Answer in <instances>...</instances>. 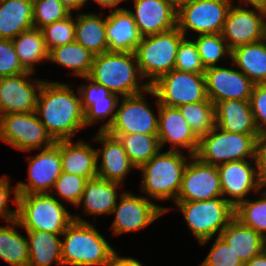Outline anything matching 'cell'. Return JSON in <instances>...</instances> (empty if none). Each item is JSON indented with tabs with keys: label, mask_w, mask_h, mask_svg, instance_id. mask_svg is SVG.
<instances>
[{
	"label": "cell",
	"mask_w": 266,
	"mask_h": 266,
	"mask_svg": "<svg viewBox=\"0 0 266 266\" xmlns=\"http://www.w3.org/2000/svg\"><path fill=\"white\" fill-rule=\"evenodd\" d=\"M77 91L65 83L43 82L36 113L55 141L73 139L76 133L86 128L85 112Z\"/></svg>",
	"instance_id": "6da1fadb"
},
{
	"label": "cell",
	"mask_w": 266,
	"mask_h": 266,
	"mask_svg": "<svg viewBox=\"0 0 266 266\" xmlns=\"http://www.w3.org/2000/svg\"><path fill=\"white\" fill-rule=\"evenodd\" d=\"M61 235L63 266H109L116 251L94 227L77 215Z\"/></svg>",
	"instance_id": "7a4b0ae2"
},
{
	"label": "cell",
	"mask_w": 266,
	"mask_h": 266,
	"mask_svg": "<svg viewBox=\"0 0 266 266\" xmlns=\"http://www.w3.org/2000/svg\"><path fill=\"white\" fill-rule=\"evenodd\" d=\"M88 77L120 98L141 93L150 87L143 81L133 52L108 51L95 55Z\"/></svg>",
	"instance_id": "3957f363"
},
{
	"label": "cell",
	"mask_w": 266,
	"mask_h": 266,
	"mask_svg": "<svg viewBox=\"0 0 266 266\" xmlns=\"http://www.w3.org/2000/svg\"><path fill=\"white\" fill-rule=\"evenodd\" d=\"M191 155L181 151L161 150L138 169L141 172V191L150 200L172 199L175 203L180 191L183 173ZM152 198V199H151Z\"/></svg>",
	"instance_id": "277c9868"
},
{
	"label": "cell",
	"mask_w": 266,
	"mask_h": 266,
	"mask_svg": "<svg viewBox=\"0 0 266 266\" xmlns=\"http://www.w3.org/2000/svg\"><path fill=\"white\" fill-rule=\"evenodd\" d=\"M67 205L50 193L18 194L17 220L24 230H41L62 235L74 221Z\"/></svg>",
	"instance_id": "5b68a950"
},
{
	"label": "cell",
	"mask_w": 266,
	"mask_h": 266,
	"mask_svg": "<svg viewBox=\"0 0 266 266\" xmlns=\"http://www.w3.org/2000/svg\"><path fill=\"white\" fill-rule=\"evenodd\" d=\"M184 37L177 27L170 31L142 37L134 54L140 73L149 86L160 76L175 69L176 54Z\"/></svg>",
	"instance_id": "8992f818"
},
{
	"label": "cell",
	"mask_w": 266,
	"mask_h": 266,
	"mask_svg": "<svg viewBox=\"0 0 266 266\" xmlns=\"http://www.w3.org/2000/svg\"><path fill=\"white\" fill-rule=\"evenodd\" d=\"M189 230L200 245H207L234 218V207L223 197L204 201H175Z\"/></svg>",
	"instance_id": "52a82bcc"
},
{
	"label": "cell",
	"mask_w": 266,
	"mask_h": 266,
	"mask_svg": "<svg viewBox=\"0 0 266 266\" xmlns=\"http://www.w3.org/2000/svg\"><path fill=\"white\" fill-rule=\"evenodd\" d=\"M260 134L223 131L215 126L199 138L195 156L203 163L218 166L231 161L255 159L256 141Z\"/></svg>",
	"instance_id": "ba28073f"
},
{
	"label": "cell",
	"mask_w": 266,
	"mask_h": 266,
	"mask_svg": "<svg viewBox=\"0 0 266 266\" xmlns=\"http://www.w3.org/2000/svg\"><path fill=\"white\" fill-rule=\"evenodd\" d=\"M0 140L22 152L41 150L56 142L36 111L0 115Z\"/></svg>",
	"instance_id": "9c48e42d"
},
{
	"label": "cell",
	"mask_w": 266,
	"mask_h": 266,
	"mask_svg": "<svg viewBox=\"0 0 266 266\" xmlns=\"http://www.w3.org/2000/svg\"><path fill=\"white\" fill-rule=\"evenodd\" d=\"M156 97L157 115L154 109L149 106L145 94ZM158 110L159 101L154 90L149 87L147 90L119 99L113 123L108 127V134H157L158 133Z\"/></svg>",
	"instance_id": "30bf717a"
},
{
	"label": "cell",
	"mask_w": 266,
	"mask_h": 266,
	"mask_svg": "<svg viewBox=\"0 0 266 266\" xmlns=\"http://www.w3.org/2000/svg\"><path fill=\"white\" fill-rule=\"evenodd\" d=\"M150 87L154 90L159 104L168 107L202 102L208 98L204 74L174 69L160 76Z\"/></svg>",
	"instance_id": "8fae6325"
},
{
	"label": "cell",
	"mask_w": 266,
	"mask_h": 266,
	"mask_svg": "<svg viewBox=\"0 0 266 266\" xmlns=\"http://www.w3.org/2000/svg\"><path fill=\"white\" fill-rule=\"evenodd\" d=\"M231 0H191L177 10V28L187 37L222 33Z\"/></svg>",
	"instance_id": "7c38bea8"
},
{
	"label": "cell",
	"mask_w": 266,
	"mask_h": 266,
	"mask_svg": "<svg viewBox=\"0 0 266 266\" xmlns=\"http://www.w3.org/2000/svg\"><path fill=\"white\" fill-rule=\"evenodd\" d=\"M120 193L119 203L112 211L115 217L110 228L114 235L144 229L170 210V207L157 205L145 196L127 191Z\"/></svg>",
	"instance_id": "4fadbf2b"
},
{
	"label": "cell",
	"mask_w": 266,
	"mask_h": 266,
	"mask_svg": "<svg viewBox=\"0 0 266 266\" xmlns=\"http://www.w3.org/2000/svg\"><path fill=\"white\" fill-rule=\"evenodd\" d=\"M217 169L222 197L234 208L244 201L250 192L258 193L264 188L258 175L255 159L223 163L218 165Z\"/></svg>",
	"instance_id": "5bb4252c"
},
{
	"label": "cell",
	"mask_w": 266,
	"mask_h": 266,
	"mask_svg": "<svg viewBox=\"0 0 266 266\" xmlns=\"http://www.w3.org/2000/svg\"><path fill=\"white\" fill-rule=\"evenodd\" d=\"M40 151L35 156L27 157L29 182L16 183L18 194L50 193L55 181L61 175L59 140Z\"/></svg>",
	"instance_id": "9a60e30c"
},
{
	"label": "cell",
	"mask_w": 266,
	"mask_h": 266,
	"mask_svg": "<svg viewBox=\"0 0 266 266\" xmlns=\"http://www.w3.org/2000/svg\"><path fill=\"white\" fill-rule=\"evenodd\" d=\"M266 12L247 7L231 5L222 36L232 50L238 46L255 43L264 39Z\"/></svg>",
	"instance_id": "2e32d148"
},
{
	"label": "cell",
	"mask_w": 266,
	"mask_h": 266,
	"mask_svg": "<svg viewBox=\"0 0 266 266\" xmlns=\"http://www.w3.org/2000/svg\"><path fill=\"white\" fill-rule=\"evenodd\" d=\"M31 74L34 75L25 72L0 77V115L36 111L38 95L45 80L31 79Z\"/></svg>",
	"instance_id": "e0dca14e"
},
{
	"label": "cell",
	"mask_w": 266,
	"mask_h": 266,
	"mask_svg": "<svg viewBox=\"0 0 266 266\" xmlns=\"http://www.w3.org/2000/svg\"><path fill=\"white\" fill-rule=\"evenodd\" d=\"M183 173L176 201H204L222 197L217 166L203 163L191 156Z\"/></svg>",
	"instance_id": "ac0fdd59"
},
{
	"label": "cell",
	"mask_w": 266,
	"mask_h": 266,
	"mask_svg": "<svg viewBox=\"0 0 266 266\" xmlns=\"http://www.w3.org/2000/svg\"><path fill=\"white\" fill-rule=\"evenodd\" d=\"M206 92L216 105L225 100H249L254 83L238 68L210 67L205 70Z\"/></svg>",
	"instance_id": "d6986e66"
},
{
	"label": "cell",
	"mask_w": 266,
	"mask_h": 266,
	"mask_svg": "<svg viewBox=\"0 0 266 266\" xmlns=\"http://www.w3.org/2000/svg\"><path fill=\"white\" fill-rule=\"evenodd\" d=\"M158 139L161 149L169 143L171 151L187 149L191 156H195L199 138L192 131L177 107L159 104L158 110Z\"/></svg>",
	"instance_id": "ffe728a7"
},
{
	"label": "cell",
	"mask_w": 266,
	"mask_h": 266,
	"mask_svg": "<svg viewBox=\"0 0 266 266\" xmlns=\"http://www.w3.org/2000/svg\"><path fill=\"white\" fill-rule=\"evenodd\" d=\"M82 79L89 81V83L85 82L78 87L82 108L85 112V125L88 127L104 122L99 131H106L114 121L120 97L89 77H82ZM107 118L109 119L107 120Z\"/></svg>",
	"instance_id": "44dd1931"
},
{
	"label": "cell",
	"mask_w": 266,
	"mask_h": 266,
	"mask_svg": "<svg viewBox=\"0 0 266 266\" xmlns=\"http://www.w3.org/2000/svg\"><path fill=\"white\" fill-rule=\"evenodd\" d=\"M93 140L102 144L97 148V177L108 181L124 184L126 176L133 169H137L129 160L123 149L122 143L117 137L106 131H97ZM101 160V162L99 161Z\"/></svg>",
	"instance_id": "7402d4cb"
},
{
	"label": "cell",
	"mask_w": 266,
	"mask_h": 266,
	"mask_svg": "<svg viewBox=\"0 0 266 266\" xmlns=\"http://www.w3.org/2000/svg\"><path fill=\"white\" fill-rule=\"evenodd\" d=\"M132 14L142 37L170 31L177 26V10L167 0H132Z\"/></svg>",
	"instance_id": "603a6c76"
},
{
	"label": "cell",
	"mask_w": 266,
	"mask_h": 266,
	"mask_svg": "<svg viewBox=\"0 0 266 266\" xmlns=\"http://www.w3.org/2000/svg\"><path fill=\"white\" fill-rule=\"evenodd\" d=\"M106 39L109 52H135L142 36L127 8L112 10L107 15Z\"/></svg>",
	"instance_id": "cb8c5ba5"
},
{
	"label": "cell",
	"mask_w": 266,
	"mask_h": 266,
	"mask_svg": "<svg viewBox=\"0 0 266 266\" xmlns=\"http://www.w3.org/2000/svg\"><path fill=\"white\" fill-rule=\"evenodd\" d=\"M62 172L87 179L97 177V152L90 143L59 140Z\"/></svg>",
	"instance_id": "d4e9b609"
},
{
	"label": "cell",
	"mask_w": 266,
	"mask_h": 266,
	"mask_svg": "<svg viewBox=\"0 0 266 266\" xmlns=\"http://www.w3.org/2000/svg\"><path fill=\"white\" fill-rule=\"evenodd\" d=\"M215 126L223 131L260 134L256 128L249 100H225L215 105Z\"/></svg>",
	"instance_id": "484cf974"
},
{
	"label": "cell",
	"mask_w": 266,
	"mask_h": 266,
	"mask_svg": "<svg viewBox=\"0 0 266 266\" xmlns=\"http://www.w3.org/2000/svg\"><path fill=\"white\" fill-rule=\"evenodd\" d=\"M121 185L123 184L99 177L88 179L76 207L82 206L87 215H110L118 202V197L121 196L118 193Z\"/></svg>",
	"instance_id": "4316f807"
},
{
	"label": "cell",
	"mask_w": 266,
	"mask_h": 266,
	"mask_svg": "<svg viewBox=\"0 0 266 266\" xmlns=\"http://www.w3.org/2000/svg\"><path fill=\"white\" fill-rule=\"evenodd\" d=\"M219 237L243 263L266 249V239L254 229L241 224L235 217L225 226Z\"/></svg>",
	"instance_id": "83f0119b"
},
{
	"label": "cell",
	"mask_w": 266,
	"mask_h": 266,
	"mask_svg": "<svg viewBox=\"0 0 266 266\" xmlns=\"http://www.w3.org/2000/svg\"><path fill=\"white\" fill-rule=\"evenodd\" d=\"M33 0H0V39L12 40L33 28Z\"/></svg>",
	"instance_id": "f1b7e54d"
},
{
	"label": "cell",
	"mask_w": 266,
	"mask_h": 266,
	"mask_svg": "<svg viewBox=\"0 0 266 266\" xmlns=\"http://www.w3.org/2000/svg\"><path fill=\"white\" fill-rule=\"evenodd\" d=\"M106 19L104 14L76 13L75 41L94 55L108 52Z\"/></svg>",
	"instance_id": "f546056e"
},
{
	"label": "cell",
	"mask_w": 266,
	"mask_h": 266,
	"mask_svg": "<svg viewBox=\"0 0 266 266\" xmlns=\"http://www.w3.org/2000/svg\"><path fill=\"white\" fill-rule=\"evenodd\" d=\"M27 233L28 266H63L61 235L41 230H25Z\"/></svg>",
	"instance_id": "4dcf8cb0"
},
{
	"label": "cell",
	"mask_w": 266,
	"mask_h": 266,
	"mask_svg": "<svg viewBox=\"0 0 266 266\" xmlns=\"http://www.w3.org/2000/svg\"><path fill=\"white\" fill-rule=\"evenodd\" d=\"M231 62L254 84L266 83V40L238 46L231 50Z\"/></svg>",
	"instance_id": "1f68e13d"
},
{
	"label": "cell",
	"mask_w": 266,
	"mask_h": 266,
	"mask_svg": "<svg viewBox=\"0 0 266 266\" xmlns=\"http://www.w3.org/2000/svg\"><path fill=\"white\" fill-rule=\"evenodd\" d=\"M12 43L22 66L29 72L35 73V64L49 59V51L39 28L21 32L12 39Z\"/></svg>",
	"instance_id": "d6a6232c"
},
{
	"label": "cell",
	"mask_w": 266,
	"mask_h": 266,
	"mask_svg": "<svg viewBox=\"0 0 266 266\" xmlns=\"http://www.w3.org/2000/svg\"><path fill=\"white\" fill-rule=\"evenodd\" d=\"M94 54L76 41L61 45L49 51L51 63H56L71 70L75 77H88L93 64Z\"/></svg>",
	"instance_id": "836d02e7"
},
{
	"label": "cell",
	"mask_w": 266,
	"mask_h": 266,
	"mask_svg": "<svg viewBox=\"0 0 266 266\" xmlns=\"http://www.w3.org/2000/svg\"><path fill=\"white\" fill-rule=\"evenodd\" d=\"M17 227H21L17 219L0 226V259L11 266H28L27 237L16 231Z\"/></svg>",
	"instance_id": "e575fe53"
},
{
	"label": "cell",
	"mask_w": 266,
	"mask_h": 266,
	"mask_svg": "<svg viewBox=\"0 0 266 266\" xmlns=\"http://www.w3.org/2000/svg\"><path fill=\"white\" fill-rule=\"evenodd\" d=\"M110 135L119 139L130 162L137 169L161 150L157 134L131 133Z\"/></svg>",
	"instance_id": "d590c367"
},
{
	"label": "cell",
	"mask_w": 266,
	"mask_h": 266,
	"mask_svg": "<svg viewBox=\"0 0 266 266\" xmlns=\"http://www.w3.org/2000/svg\"><path fill=\"white\" fill-rule=\"evenodd\" d=\"M258 199H248L234 208V217L244 226L254 229L266 239V187ZM262 191V192H261Z\"/></svg>",
	"instance_id": "8d00e7d4"
},
{
	"label": "cell",
	"mask_w": 266,
	"mask_h": 266,
	"mask_svg": "<svg viewBox=\"0 0 266 266\" xmlns=\"http://www.w3.org/2000/svg\"><path fill=\"white\" fill-rule=\"evenodd\" d=\"M177 108L198 138L215 127V105L209 98L202 102L183 104Z\"/></svg>",
	"instance_id": "74e56055"
},
{
	"label": "cell",
	"mask_w": 266,
	"mask_h": 266,
	"mask_svg": "<svg viewBox=\"0 0 266 266\" xmlns=\"http://www.w3.org/2000/svg\"><path fill=\"white\" fill-rule=\"evenodd\" d=\"M193 39L205 69L216 67L224 56L231 59V49L221 33L198 35Z\"/></svg>",
	"instance_id": "f35d334b"
},
{
	"label": "cell",
	"mask_w": 266,
	"mask_h": 266,
	"mask_svg": "<svg viewBox=\"0 0 266 266\" xmlns=\"http://www.w3.org/2000/svg\"><path fill=\"white\" fill-rule=\"evenodd\" d=\"M87 180V178L75 174L61 172L50 194L54 197L58 196L57 199L60 202L67 201L76 207L81 200Z\"/></svg>",
	"instance_id": "ab89813d"
},
{
	"label": "cell",
	"mask_w": 266,
	"mask_h": 266,
	"mask_svg": "<svg viewBox=\"0 0 266 266\" xmlns=\"http://www.w3.org/2000/svg\"><path fill=\"white\" fill-rule=\"evenodd\" d=\"M41 30L48 51L72 43L75 41V17L71 14L63 20L45 25Z\"/></svg>",
	"instance_id": "60d3db41"
},
{
	"label": "cell",
	"mask_w": 266,
	"mask_h": 266,
	"mask_svg": "<svg viewBox=\"0 0 266 266\" xmlns=\"http://www.w3.org/2000/svg\"><path fill=\"white\" fill-rule=\"evenodd\" d=\"M33 27L41 29L47 24L63 20L72 13L60 0H33Z\"/></svg>",
	"instance_id": "b9f144b4"
},
{
	"label": "cell",
	"mask_w": 266,
	"mask_h": 266,
	"mask_svg": "<svg viewBox=\"0 0 266 266\" xmlns=\"http://www.w3.org/2000/svg\"><path fill=\"white\" fill-rule=\"evenodd\" d=\"M175 69L180 71L205 74L194 39L184 37L178 47L176 54Z\"/></svg>",
	"instance_id": "7bdbcfd3"
},
{
	"label": "cell",
	"mask_w": 266,
	"mask_h": 266,
	"mask_svg": "<svg viewBox=\"0 0 266 266\" xmlns=\"http://www.w3.org/2000/svg\"><path fill=\"white\" fill-rule=\"evenodd\" d=\"M210 248L199 266H244L237 254L219 236H216Z\"/></svg>",
	"instance_id": "ee69618b"
},
{
	"label": "cell",
	"mask_w": 266,
	"mask_h": 266,
	"mask_svg": "<svg viewBox=\"0 0 266 266\" xmlns=\"http://www.w3.org/2000/svg\"><path fill=\"white\" fill-rule=\"evenodd\" d=\"M27 71L16 54L12 40L0 39V77L15 76Z\"/></svg>",
	"instance_id": "f6af8a7d"
},
{
	"label": "cell",
	"mask_w": 266,
	"mask_h": 266,
	"mask_svg": "<svg viewBox=\"0 0 266 266\" xmlns=\"http://www.w3.org/2000/svg\"><path fill=\"white\" fill-rule=\"evenodd\" d=\"M249 102L256 128L266 133V83L254 85Z\"/></svg>",
	"instance_id": "bcb514c9"
},
{
	"label": "cell",
	"mask_w": 266,
	"mask_h": 266,
	"mask_svg": "<svg viewBox=\"0 0 266 266\" xmlns=\"http://www.w3.org/2000/svg\"><path fill=\"white\" fill-rule=\"evenodd\" d=\"M10 183L9 176H0V218L4 219L3 221L7 222V224L17 219V208L12 210L8 204L12 198L11 194L13 193L14 196L12 198V202L13 204H16L17 207V188L15 186L12 189Z\"/></svg>",
	"instance_id": "7dc6e473"
},
{
	"label": "cell",
	"mask_w": 266,
	"mask_h": 266,
	"mask_svg": "<svg viewBox=\"0 0 266 266\" xmlns=\"http://www.w3.org/2000/svg\"><path fill=\"white\" fill-rule=\"evenodd\" d=\"M255 160L260 181L266 187V133L257 138Z\"/></svg>",
	"instance_id": "c3c4849f"
},
{
	"label": "cell",
	"mask_w": 266,
	"mask_h": 266,
	"mask_svg": "<svg viewBox=\"0 0 266 266\" xmlns=\"http://www.w3.org/2000/svg\"><path fill=\"white\" fill-rule=\"evenodd\" d=\"M109 266H144L133 257H121L116 251L113 253Z\"/></svg>",
	"instance_id": "681fc988"
},
{
	"label": "cell",
	"mask_w": 266,
	"mask_h": 266,
	"mask_svg": "<svg viewBox=\"0 0 266 266\" xmlns=\"http://www.w3.org/2000/svg\"><path fill=\"white\" fill-rule=\"evenodd\" d=\"M88 1L90 0H85V3L87 4ZM123 1L126 0H94V2L97 3V5L101 6L102 8H107V9L109 8L111 11L124 9V7H118L120 6L119 4Z\"/></svg>",
	"instance_id": "f907efd6"
},
{
	"label": "cell",
	"mask_w": 266,
	"mask_h": 266,
	"mask_svg": "<svg viewBox=\"0 0 266 266\" xmlns=\"http://www.w3.org/2000/svg\"><path fill=\"white\" fill-rule=\"evenodd\" d=\"M63 6L69 10L72 14L74 11H79L82 7H85V0H60Z\"/></svg>",
	"instance_id": "816d5d0a"
},
{
	"label": "cell",
	"mask_w": 266,
	"mask_h": 266,
	"mask_svg": "<svg viewBox=\"0 0 266 266\" xmlns=\"http://www.w3.org/2000/svg\"><path fill=\"white\" fill-rule=\"evenodd\" d=\"M231 1L233 2V0H231ZM237 3H239V4H237V6H239V7H242V4L244 3L243 8H244V6L246 8V5L248 4L249 7L252 6L255 9H259V10L266 12V0H239ZM240 4H241V6H240Z\"/></svg>",
	"instance_id": "f5cc1de1"
},
{
	"label": "cell",
	"mask_w": 266,
	"mask_h": 266,
	"mask_svg": "<svg viewBox=\"0 0 266 266\" xmlns=\"http://www.w3.org/2000/svg\"><path fill=\"white\" fill-rule=\"evenodd\" d=\"M244 266H266V249L253 257L250 261L244 263Z\"/></svg>",
	"instance_id": "db71d44e"
},
{
	"label": "cell",
	"mask_w": 266,
	"mask_h": 266,
	"mask_svg": "<svg viewBox=\"0 0 266 266\" xmlns=\"http://www.w3.org/2000/svg\"><path fill=\"white\" fill-rule=\"evenodd\" d=\"M169 4H171L176 10H178L181 6L187 4L191 0H167Z\"/></svg>",
	"instance_id": "11a10c76"
},
{
	"label": "cell",
	"mask_w": 266,
	"mask_h": 266,
	"mask_svg": "<svg viewBox=\"0 0 266 266\" xmlns=\"http://www.w3.org/2000/svg\"><path fill=\"white\" fill-rule=\"evenodd\" d=\"M264 39L266 40V24H265V36H264Z\"/></svg>",
	"instance_id": "9f6ffc18"
}]
</instances>
